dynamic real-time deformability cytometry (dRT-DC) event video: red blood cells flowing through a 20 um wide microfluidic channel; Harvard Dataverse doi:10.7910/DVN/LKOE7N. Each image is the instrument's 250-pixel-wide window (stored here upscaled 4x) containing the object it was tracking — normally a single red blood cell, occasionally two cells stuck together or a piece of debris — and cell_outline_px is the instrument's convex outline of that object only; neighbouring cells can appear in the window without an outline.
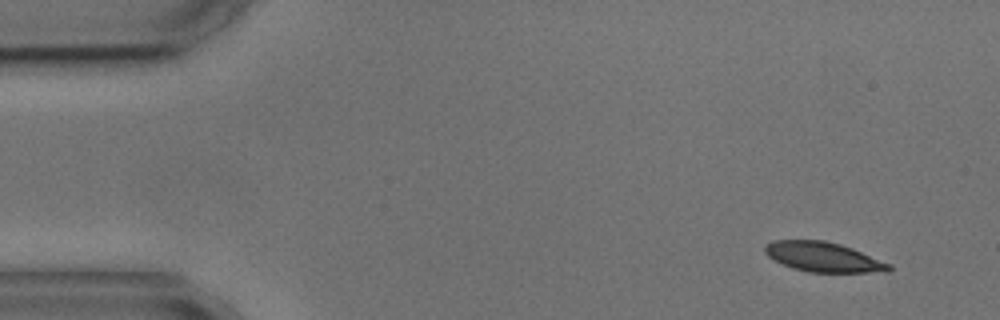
{"species": "common noctule bat (a hibernating species)", "species_latin": "Nyctalus noctula", "temperature_condition": "cold", "stored_images_in_passage": 6, "camera_frame_rate_fps": 3000, "um_per_image_px": 0.085, "animal": {"sex": "male", "body_mass_g": 17.9, "forearm_length_mm": 54.2}, "frame": {"image": 1, "passage_image": 1, "time_ms": 0.0, "image_size_px": [1000, 320], "cell_outline_px": [[892, 268], [888, 272], [808, 272], [792, 268], [772, 260], [764, 252], [764, 248], [768, 244], [776, 240], [824, 240], [840, 244], [852, 248], [892, 264]], "centroid_in_image_um": [69.99, 21.85], "position_along_channel_um": 15.0, "area_um2": 21.56}}